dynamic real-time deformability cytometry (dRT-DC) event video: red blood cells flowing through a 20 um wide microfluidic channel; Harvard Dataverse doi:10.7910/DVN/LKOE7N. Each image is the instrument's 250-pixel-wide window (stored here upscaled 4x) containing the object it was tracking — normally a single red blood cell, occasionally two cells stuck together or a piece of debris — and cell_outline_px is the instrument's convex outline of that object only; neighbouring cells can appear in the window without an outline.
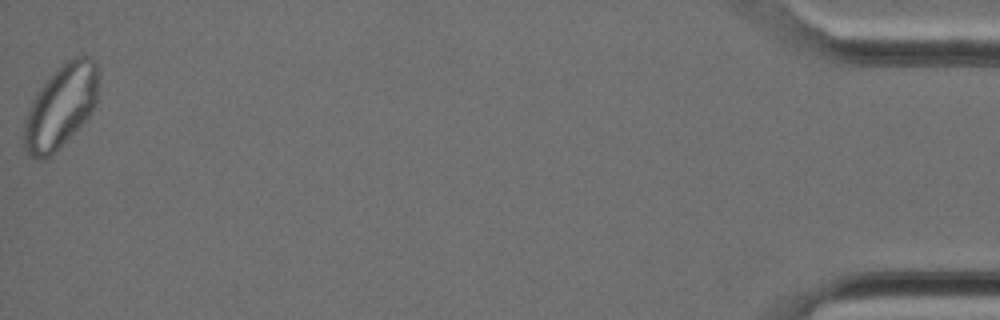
{"species": "Egyptian fruit bat (a non-hibernating species)", "species_latin": "Rousettus aegyptiacus", "temperature_condition": "cold", "stored_images_in_passage": 39, "camera_frame_rate_fps": 3000, "um_per_image_px": 0.085, "animal": {"sex": "female"}, "frame": {"image": 1, "passage_image": 39, "time_ms": 12.667, "image_size_px": [1000, 320], "cell_outline_px": [[100, 76], [96, 100], [88, 116], [52, 156], [44, 160], [40, 160], [28, 156], [24, 148], [24, 124], [28, 108], [36, 92], [44, 80], [60, 64], [76, 56], [88, 56], [96, 60], [100, 72]], "centroid_in_image_um": [5.16, 9.02], "position_along_channel_um": 430.0, "area_um2": 36.53}}